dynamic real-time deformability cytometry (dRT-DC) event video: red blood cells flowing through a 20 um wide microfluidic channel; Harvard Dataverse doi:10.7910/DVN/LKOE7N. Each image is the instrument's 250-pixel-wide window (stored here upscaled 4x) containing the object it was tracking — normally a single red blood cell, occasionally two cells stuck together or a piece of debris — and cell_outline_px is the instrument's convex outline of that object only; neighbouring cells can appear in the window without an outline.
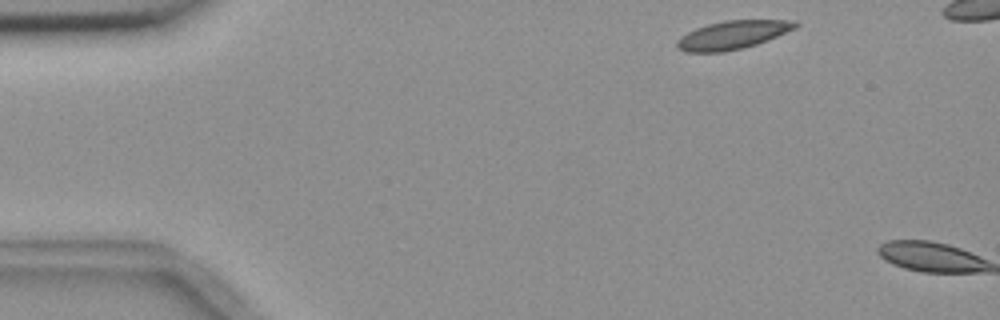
{"species": "common noctule bat (a hibernating species)", "species_latin": "Nyctalus noctula", "temperature_condition": "room temperature", "stored_images_in_passage": 2, "camera_frame_rate_fps": 3000, "um_per_image_px": 0.085, "animal": {"sex": "female", "body_mass_g": 18.4}, "frame": {"image": 1, "passage_image": 1, "time_ms": 0.0, "image_size_px": [1000, 320], "cell_outline_px": [[800, 24], [796, 28], [756, 44], [744, 48], [724, 52], [684, 52], [676, 48], [676, 40], [680, 36], [696, 28], [708, 24], [724, 20], [796, 20]], "centroid_in_image_um": [62.24, 2.97], "position_along_channel_um": 22.8, "area_um2": 19.65}}